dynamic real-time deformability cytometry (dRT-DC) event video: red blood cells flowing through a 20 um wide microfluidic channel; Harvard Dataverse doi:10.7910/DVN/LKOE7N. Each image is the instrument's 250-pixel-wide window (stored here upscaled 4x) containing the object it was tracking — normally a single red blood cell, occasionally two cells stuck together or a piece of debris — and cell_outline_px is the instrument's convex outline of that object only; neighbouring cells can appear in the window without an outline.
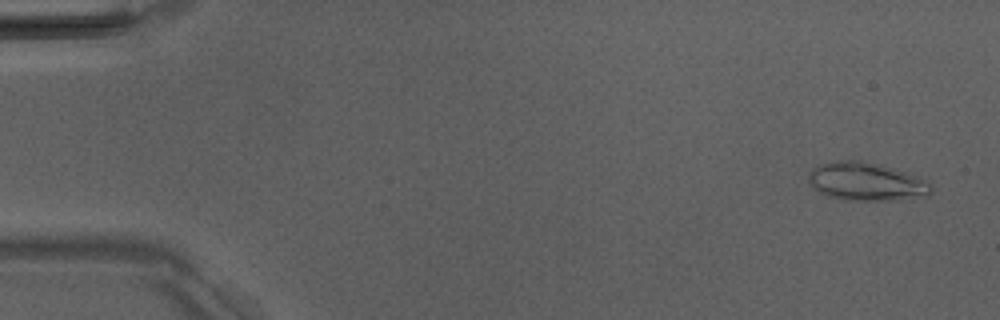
{"species": "Egyptian fruit bat (a non-hibernating species)", "species_latin": "Rousettus aegyptiacus", "temperature_condition": "room temperature", "stored_images_in_passage": 5, "camera_frame_rate_fps": 3000, "um_per_image_px": 0.085, "animal": {"sex": "male"}, "frame": {"image": 1, "passage_image": 1, "time_ms": 0.0, "image_size_px": [1000, 320], "cell_outline_px": [[932, 192], [928, 196], [896, 200], [844, 200], [828, 196], [820, 192], [808, 180], [808, 176], [812, 168], [820, 164], [840, 160], [860, 160], [876, 164], [920, 176], [928, 180], [932, 184]], "centroid_in_image_um": [73.69, 15.44], "position_along_channel_um": 11.3, "area_um2": 27.34}}